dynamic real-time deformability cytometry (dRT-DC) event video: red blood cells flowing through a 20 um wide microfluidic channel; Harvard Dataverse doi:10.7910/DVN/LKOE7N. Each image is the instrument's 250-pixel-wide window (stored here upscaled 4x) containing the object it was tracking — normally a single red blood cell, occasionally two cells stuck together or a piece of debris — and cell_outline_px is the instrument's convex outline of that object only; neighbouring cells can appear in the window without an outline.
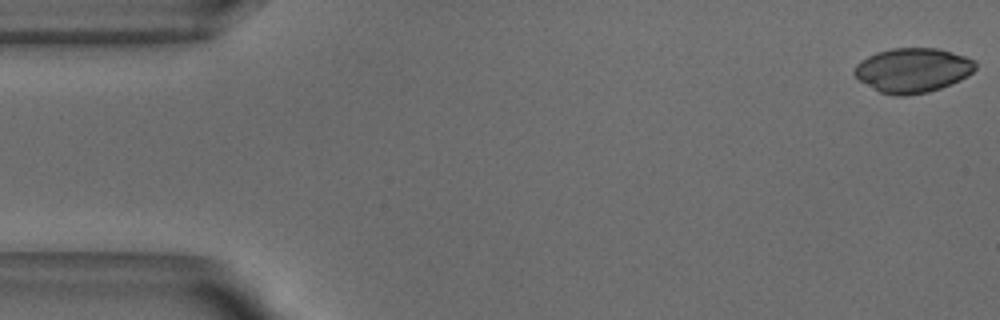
{"species": "common noctule bat (a hibernating species)", "species_latin": "Nyctalus noctula", "temperature_condition": "warm", "stored_images_in_passage": 50, "camera_frame_rate_fps": 3000, "um_per_image_px": 0.085, "animal": {"sex": "male", "body_mass_g": 18.8}, "frame": {"image": 1, "passage_image": 1, "time_ms": 0.0, "image_size_px": [1000, 320], "cell_outline_px": [[976, 68], [968, 76], [960, 80], [940, 88], [928, 92], [904, 96], [896, 96], [880, 92], [860, 80], [852, 72], [856, 64], [860, 60], [876, 52], [892, 48], [936, 48], [952, 52], [976, 60]], "centroid_in_image_um": [77.58, 5.96], "position_along_channel_um": 7.4, "area_um2": 31.39}}
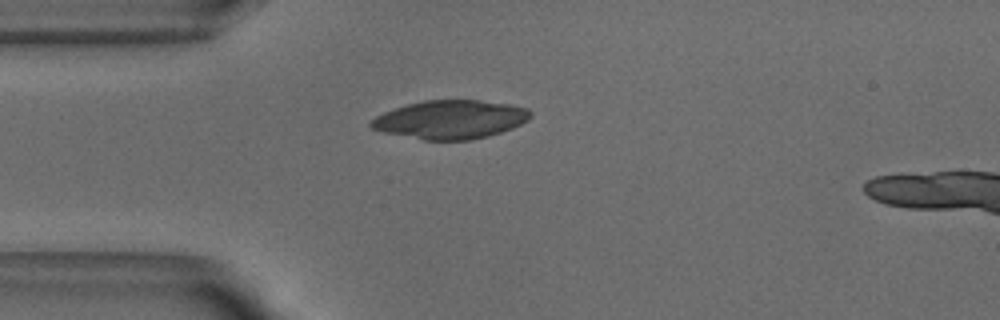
{"frame": {"image": 2, "passage_image": 13, "time_ms": 4.0, "image_size_px": [1000, 320], "cell_outline_px": [[532, 116], [528, 120], [512, 128], [488, 136], [472, 140], [424, 140], [384, 132], [372, 128], [368, 124], [376, 116], [384, 112], [408, 104], [424, 100], [480, 100], [512, 104], [528, 108], [532, 112]], "centroid_in_image_um": [38.33, 10.15], "position_along_channel_um": 46.7, "area_um2": 35.84}}
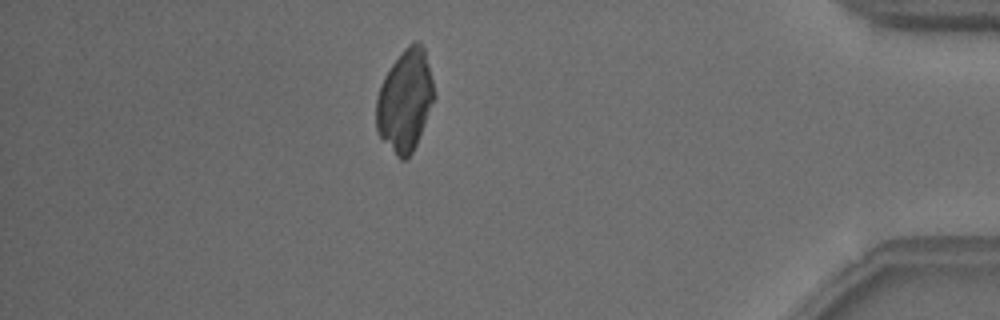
{"frame": {"image": 3, "passage_image": 45, "time_ms": 14.667, "image_size_px": [1000, 320], "cell_outline_px": [[436, 96], [416, 144], [412, 152], [404, 160], [400, 160], [396, 156], [380, 136], [376, 128], [376, 96], [380, 84], [388, 68], [404, 48], [412, 40], [416, 40], [424, 48]], "centroid_in_image_um": [34.41, 8.52], "position_along_channel_um": 400.8, "area_um2": 34.33}}